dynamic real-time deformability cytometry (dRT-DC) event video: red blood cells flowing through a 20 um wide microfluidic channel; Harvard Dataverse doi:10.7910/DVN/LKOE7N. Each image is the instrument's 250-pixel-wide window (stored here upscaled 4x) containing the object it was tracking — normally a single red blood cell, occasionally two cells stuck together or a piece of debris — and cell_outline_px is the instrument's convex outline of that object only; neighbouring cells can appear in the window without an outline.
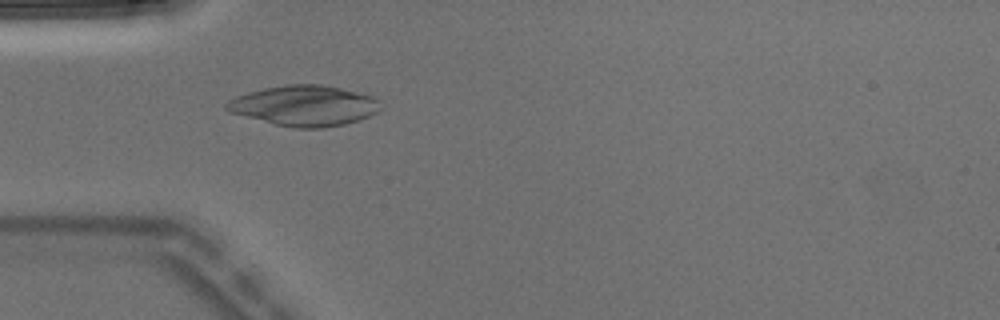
{"species": "Egyptian fruit bat (a non-hibernating species)", "species_latin": "Rousettus aegyptiacus", "temperature_condition": "warm", "stored_images_in_passage": 2, "camera_frame_rate_fps": 3000, "um_per_image_px": 0.085, "animal": {"sex": "male"}, "frame": {"image": 1, "passage_image": 2, "time_ms": 0.333, "image_size_px": [1000, 320], "cell_outline_px": [[380, 108], [376, 112], [368, 116], [344, 124], [324, 128], [292, 128], [276, 124], [232, 112], [224, 108], [224, 104], [228, 100], [236, 96], [248, 92], [264, 88], [288, 84], [320, 84], [340, 88], [372, 96], [380, 100]], "centroid_in_image_um": [25.86, 8.97], "position_along_channel_um": 59.1, "area_um2": 35.95}}